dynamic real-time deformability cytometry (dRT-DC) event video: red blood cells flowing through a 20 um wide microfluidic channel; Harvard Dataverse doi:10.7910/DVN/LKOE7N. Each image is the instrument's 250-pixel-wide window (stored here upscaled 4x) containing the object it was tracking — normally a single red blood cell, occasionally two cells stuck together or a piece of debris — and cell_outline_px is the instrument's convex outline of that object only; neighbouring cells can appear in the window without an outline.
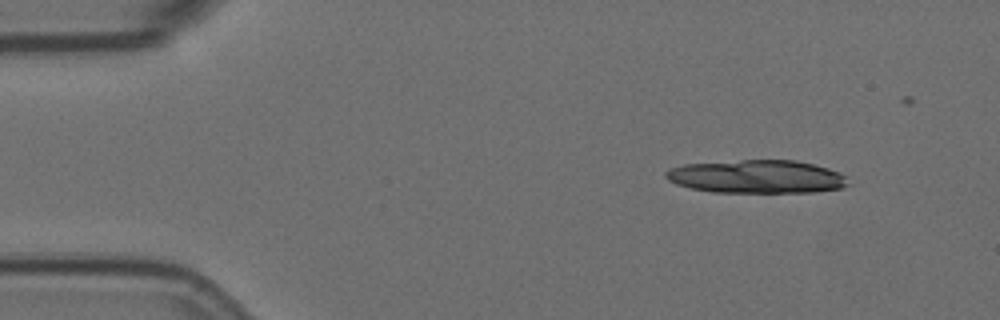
{"species": "Egyptian fruit bat (a non-hibernating species)", "species_latin": "Rousettus aegyptiacus", "temperature_condition": "room temperature", "stored_images_in_passage": 5, "camera_frame_rate_fps": 3000, "um_per_image_px": 0.085, "animal": {"sex": "female"}, "frame": {"image": 1, "passage_image": 1, "time_ms": 0.0, "image_size_px": [1000, 320], "cell_outline_px": [[848, 184], [844, 188], [816, 192], [712, 192], [692, 188], [676, 184], [668, 180], [664, 176], [664, 172], [672, 168], [684, 164], [740, 160], [796, 160], [828, 168], [840, 172], [848, 176]], "centroid_in_image_um": [64.37, 15.01], "position_along_channel_um": 20.6, "area_um2": 35.49}}
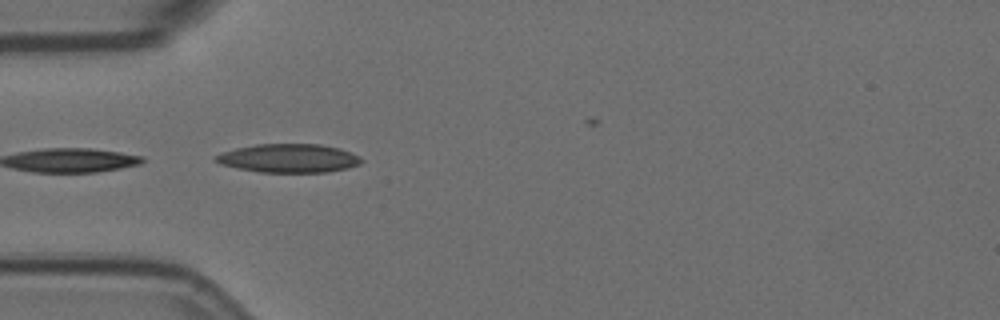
{"frame": {"image": 2, "passage_image": 4, "time_ms": 1.0, "image_size_px": [1000, 320], "cell_outline_px": [[364, 160], [360, 164], [348, 168], [328, 172], [260, 172], [236, 168], [220, 164], [212, 160], [212, 156], [236, 148], [256, 144], [320, 144], [340, 148], [352, 152], [360, 156]], "centroid_in_image_um": [24.55, 13.45], "position_along_channel_um": 60.5, "area_um2": 24.57}}